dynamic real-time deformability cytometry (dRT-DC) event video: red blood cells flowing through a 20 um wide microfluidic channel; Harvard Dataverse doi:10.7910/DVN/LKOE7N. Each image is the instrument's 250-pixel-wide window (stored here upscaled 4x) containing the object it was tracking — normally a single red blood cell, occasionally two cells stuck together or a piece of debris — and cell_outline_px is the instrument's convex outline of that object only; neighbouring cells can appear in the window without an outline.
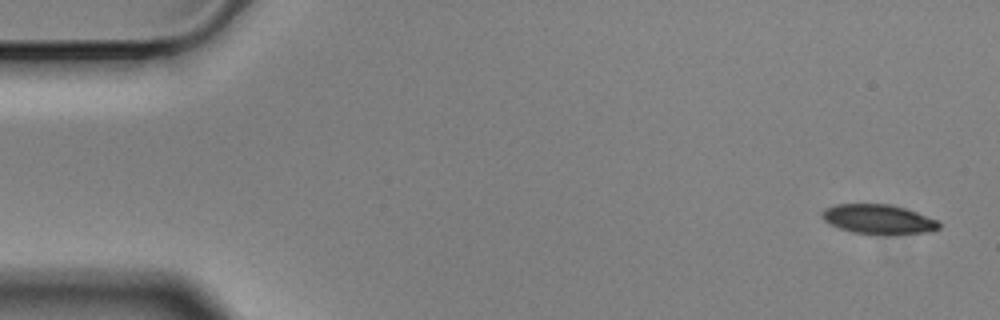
{"species": "Egyptian fruit bat (a non-hibernating species)", "species_latin": "Rousettus aegyptiacus", "temperature_condition": "cold", "stored_images_in_passage": 6, "segment_of_instrument_passage": [1, 2], "camera_frame_rate_fps": 3000, "um_per_image_px": 0.085, "animal": {"sex": "male"}, "frame": {"image": 1, "passage_image": 1, "time_ms": 0.0, "image_size_px": [1000, 320], "cell_outline_px": [[940, 228], [928, 232], [852, 232], [840, 228], [824, 220], [820, 216], [824, 208], [836, 204], [892, 204], [916, 212], [936, 220], [940, 224]], "centroid_in_image_um": [74.61, 18.58], "position_along_channel_um": 10.4, "area_um2": 19.25}}
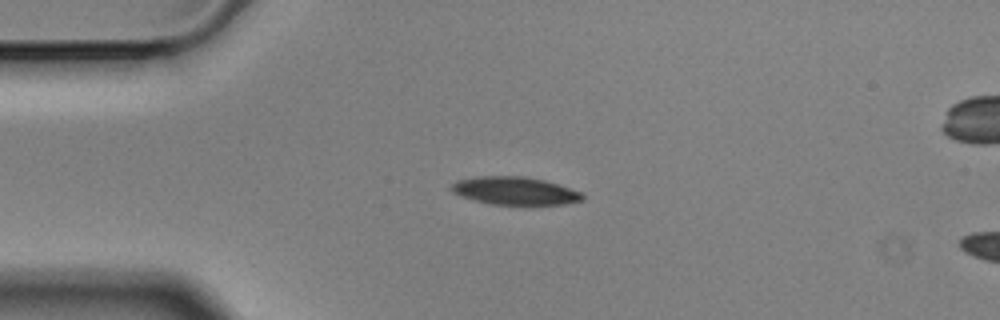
{"frame": {"image": 2, "passage_image": 4, "time_ms": 1.0, "image_size_px": [1000, 320], "cell_outline_px": [[584, 200], [564, 204], [524, 208], [488, 204], [472, 200], [452, 192], [448, 188], [456, 180], [480, 176], [524, 176], [544, 180], [580, 192], [584, 196]], "centroid_in_image_um": [43.75, 16.28], "position_along_channel_um": 41.3, "area_um2": 22.31}}